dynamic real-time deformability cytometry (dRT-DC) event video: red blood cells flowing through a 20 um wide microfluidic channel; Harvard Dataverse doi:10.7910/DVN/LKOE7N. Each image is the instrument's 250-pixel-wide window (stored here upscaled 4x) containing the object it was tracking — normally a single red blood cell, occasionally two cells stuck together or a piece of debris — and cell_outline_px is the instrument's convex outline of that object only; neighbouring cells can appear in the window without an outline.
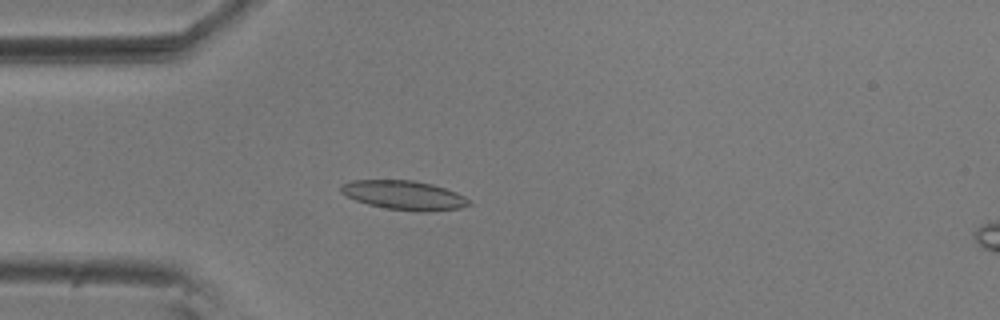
{"species": "common noctule bat (a hibernating species)", "species_latin": "Nyctalus noctula", "temperature_condition": "room temperature", "stored_images_in_passage": 53, "camera_frame_rate_fps": 3000, "um_per_image_px": 0.085, "animal": {"sex": "male", "body_mass_g": 20.5, "forearm_length_mm": 52.5}, "frame": {"image": 1, "passage_image": 13, "time_ms": 4.0, "image_size_px": [1000, 320], "cell_outline_px": [[472, 204], [460, 208], [432, 212], [420, 212], [388, 208], [368, 204], [356, 200], [340, 192], [340, 184], [352, 180], [412, 180], [432, 184], [456, 192], [464, 196]], "centroid_in_image_um": [34.35, 16.59], "position_along_channel_um": 50.6, "area_um2": 21.73}}
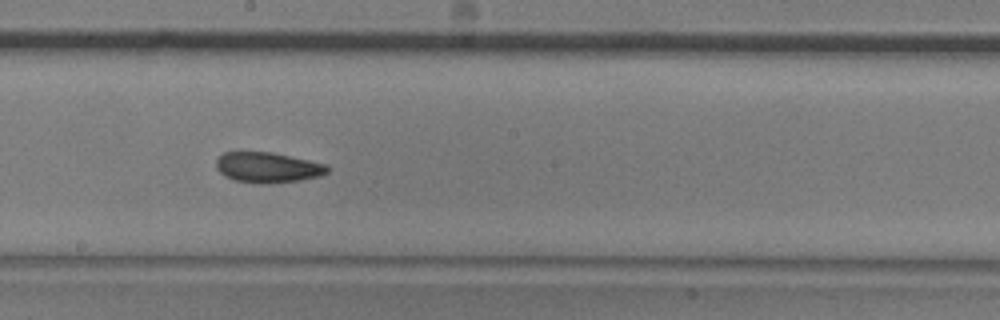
{"frame": {"image": 2, "passage_image": 28, "time_ms": 9.0, "image_size_px": [1000, 320], "cell_outline_px": [[328, 172], [320, 176], [300, 180], [264, 184], [260, 184], [232, 180], [224, 176], [216, 168], [216, 160], [224, 152], [272, 152], [328, 164]], "centroid_in_image_um": [22.75, 14.24], "position_along_channel_um": 225.5, "area_um2": 19.83}}
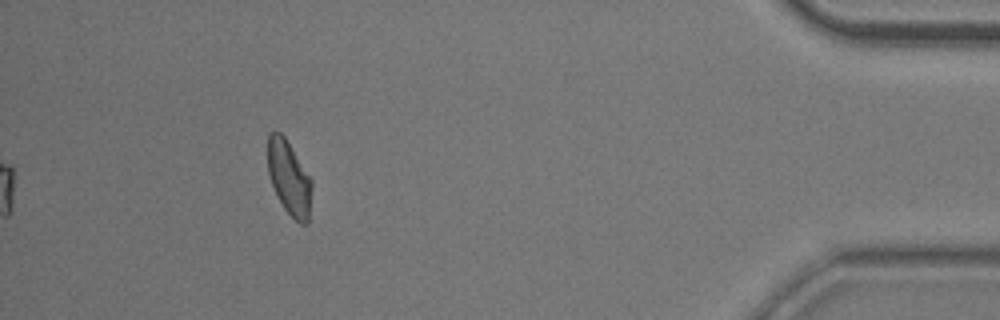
{"frame": {"image": 3, "passage_image": 48, "time_ms": 15.667, "image_size_px": [1000, 320], "cell_outline_px": [[312, 184], [308, 224], [300, 224], [284, 208], [272, 184], [268, 172], [268, 132], [280, 132], [284, 136], [312, 180]], "centroid_in_image_um": [24.58, 15.12], "position_along_channel_um": 410.6, "area_um2": 18.67}, "authors_computed_cell_mechanics": {"area_um2": 19.8832, "velocity_mm_per_s": 3.6663, "shape_relaxation_time_tau1_ms": 4.127, "shape_relaxation_time_tau2_ms": 2.0348, "deformation_change_tau1": 0.1304, "deformation_change_tau2": 0.084}}